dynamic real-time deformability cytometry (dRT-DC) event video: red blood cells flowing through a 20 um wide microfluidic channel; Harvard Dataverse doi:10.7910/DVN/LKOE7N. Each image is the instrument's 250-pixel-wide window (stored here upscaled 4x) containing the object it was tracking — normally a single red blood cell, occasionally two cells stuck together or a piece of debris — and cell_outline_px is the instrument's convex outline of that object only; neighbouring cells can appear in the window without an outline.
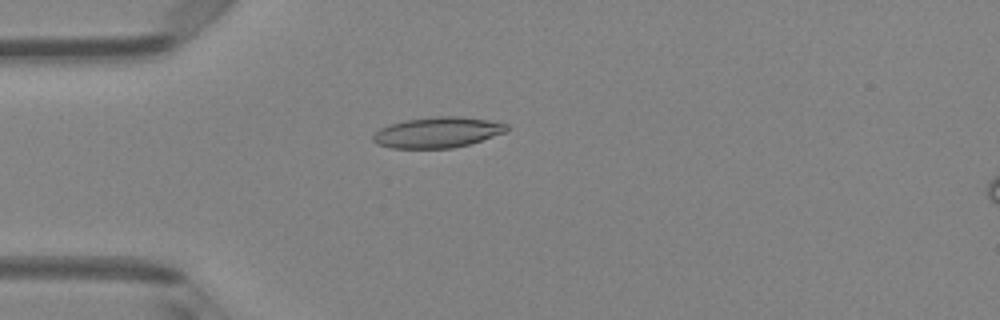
{"species": "Egyptian fruit bat (a non-hibernating species)", "species_latin": "Rousettus aegyptiacus", "temperature_condition": "room temperature", "stored_images_in_passage": 5, "camera_frame_rate_fps": 3000, "um_per_image_px": 0.085, "animal": {"sex": "female"}, "frame": {"image": 1, "passage_image": 4, "time_ms": 3.333, "image_size_px": [1000, 320], "cell_outline_px": [[508, 132], [468, 144], [452, 148], [392, 148], [376, 144], [372, 140], [372, 136], [380, 128], [388, 124], [408, 120], [436, 116], [460, 116], [488, 120], [508, 124]], "centroid_in_image_um": [37.19, 11.25], "position_along_channel_um": 47.8, "area_um2": 23.87}}